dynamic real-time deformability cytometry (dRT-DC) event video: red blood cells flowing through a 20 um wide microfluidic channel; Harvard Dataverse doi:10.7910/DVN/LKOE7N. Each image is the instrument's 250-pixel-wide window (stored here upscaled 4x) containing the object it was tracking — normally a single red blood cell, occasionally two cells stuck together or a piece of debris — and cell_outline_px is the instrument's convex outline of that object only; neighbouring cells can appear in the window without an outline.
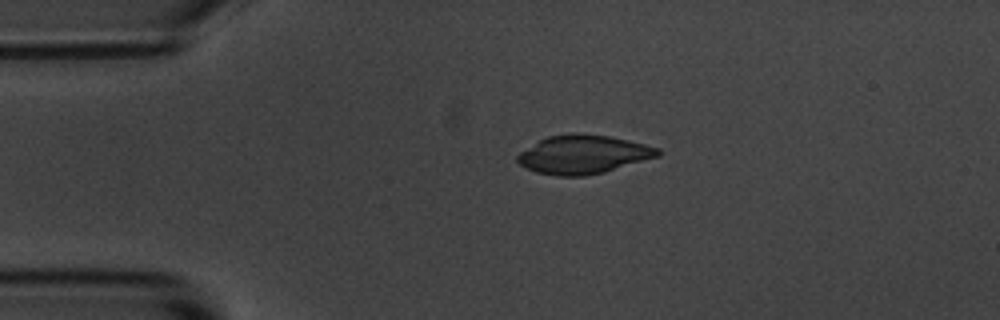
{"species": "common noctule bat (a hibernating species)", "species_latin": "Nyctalus noctula", "temperature_condition": "room temperature", "stored_images_in_passage": 44, "camera_frame_rate_fps": 3000, "um_per_image_px": 0.085, "animal": {"sex": "male", "body_mass_g": 20.1, "forearm_length_mm": 53.5}, "frame": {"image": 1, "passage_image": 1, "time_ms": 0.0, "image_size_px": [1000, 320], "cell_outline_px": [[660, 156], [604, 172], [584, 176], [556, 176], [536, 172], [520, 164], [516, 160], [516, 156], [520, 152], [540, 140], [548, 136], [572, 132], [608, 136], [644, 144], [660, 148]], "centroid_in_image_um": [49.57, 13.13], "position_along_channel_um": 35.4, "area_um2": 31.44}}
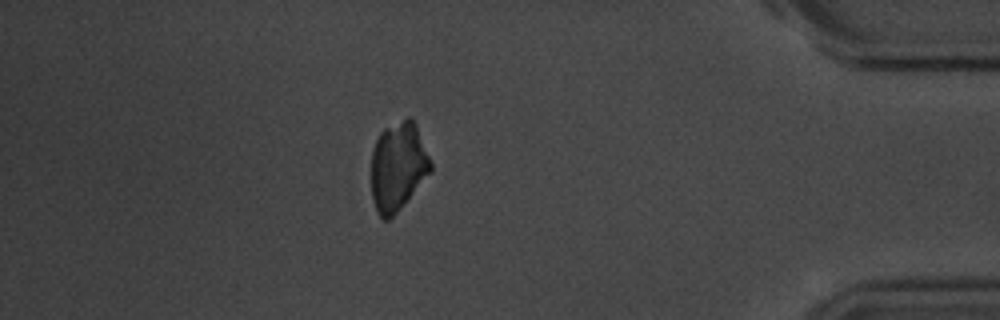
{"frame": {"image": 2, "passage_image": 37, "time_ms": 12.0, "image_size_px": [1000, 320], "cell_outline_px": [[432, 172], [396, 212], [388, 220], [384, 220], [376, 212], [372, 196], [372, 148], [380, 132], [384, 128], [408, 116], [416, 124], [432, 164]], "centroid_in_image_um": [33.83, 14.13], "position_along_channel_um": 401.4, "area_um2": 30.58}}